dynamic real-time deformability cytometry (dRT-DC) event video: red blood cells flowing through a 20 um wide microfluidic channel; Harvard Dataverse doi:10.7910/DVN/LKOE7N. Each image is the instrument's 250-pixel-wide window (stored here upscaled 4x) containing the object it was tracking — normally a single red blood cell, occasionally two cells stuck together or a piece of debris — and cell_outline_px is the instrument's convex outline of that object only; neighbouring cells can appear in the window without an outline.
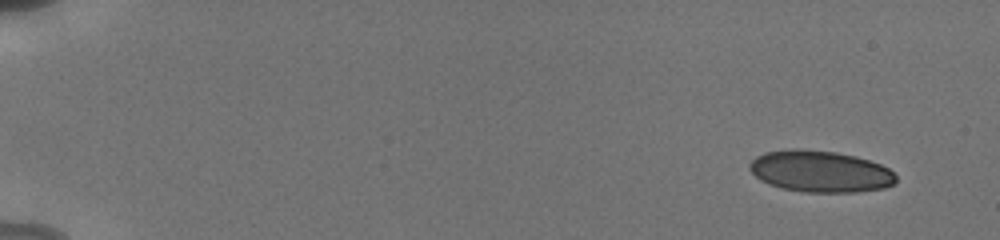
{"species": "human", "species_latin": "Homo sapiens", "temperature_condition": "cold", "stored_images_in_passage": 19, "camera_frame_rate_fps": 3000, "um_per_image_px": 0.085, "donor": {"sex": "male"}, "frame": {"image": 1, "passage_image": 1, "time_ms": 0.0, "image_size_px": [1000, 240], "cell_outline_px": [[896, 180], [892, 184], [884, 188], [856, 192], [804, 192], [784, 188], [768, 184], [760, 180], [748, 168], [748, 164], [756, 156], [764, 152], [792, 148], [800, 148], [836, 152], [856, 156], [880, 164], [888, 168], [896, 176]], "centroid_in_image_um": [69.69, 14.56], "position_along_channel_um": 15.3, "area_um2": 35.55}}
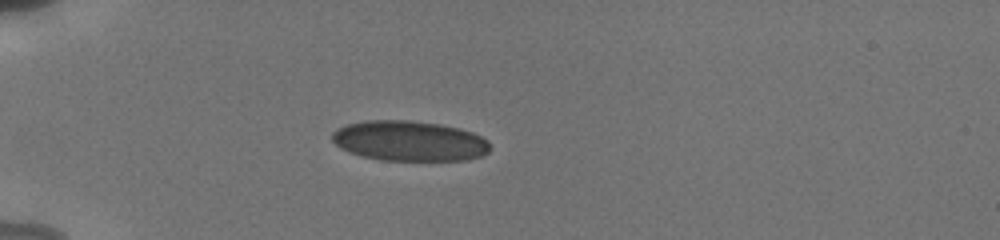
{"frame": {"image": 2, "passage_image": 15, "time_ms": 4.333, "image_size_px": [1000, 240], "cell_outline_px": [[492, 148], [488, 152], [480, 156], [468, 160], [380, 160], [360, 156], [348, 152], [340, 148], [332, 140], [332, 132], [336, 128], [348, 124], [364, 120], [408, 120], [440, 124], [460, 128], [472, 132], [488, 140]], "centroid_in_image_um": [34.79, 11.98], "position_along_channel_um": 50.2, "area_um2": 37.34}}